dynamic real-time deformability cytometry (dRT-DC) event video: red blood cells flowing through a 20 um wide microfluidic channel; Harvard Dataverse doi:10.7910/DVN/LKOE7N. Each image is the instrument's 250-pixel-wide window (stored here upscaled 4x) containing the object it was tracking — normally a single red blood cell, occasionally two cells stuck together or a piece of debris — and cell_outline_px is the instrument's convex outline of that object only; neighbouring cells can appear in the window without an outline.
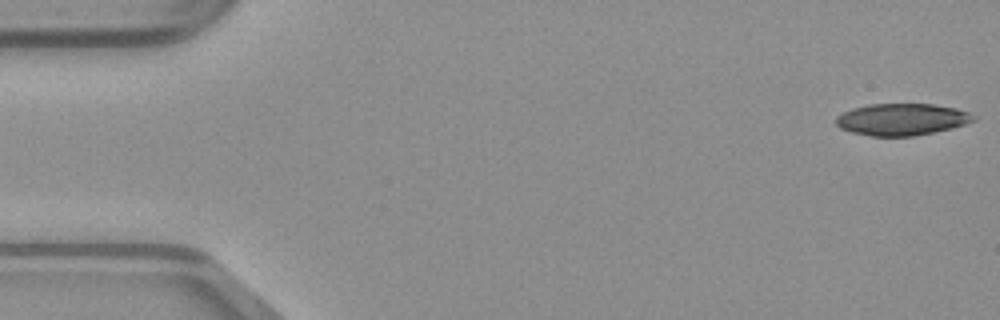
{"species": "common noctule bat (a hibernating species)", "species_latin": "Nyctalus noctula", "temperature_condition": "warm", "stored_images_in_passage": 15, "camera_frame_rate_fps": 3000, "um_per_image_px": 0.085, "animal": {"sex": "male", "body_mass_g": 23.1, "forearm_length_mm": 52.7}, "frame": {"image": 1, "passage_image": 1, "time_ms": 0.0, "image_size_px": [1000, 320], "cell_outline_px": [[976, 120], [952, 128], [912, 136], [872, 136], [852, 132], [840, 128], [836, 124], [836, 116], [852, 108], [868, 104], [932, 104], [956, 108], [968, 112], [976, 116]], "centroid_in_image_um": [76.65, 10.14], "position_along_channel_um": 8.4, "area_um2": 25.43}}
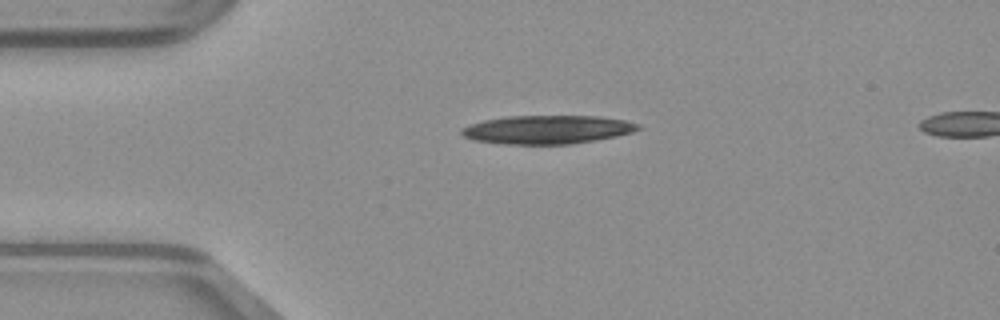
{"frame": {"image": 2, "passage_image": 11, "time_ms": 3.333, "image_size_px": [1000, 320], "cell_outline_px": [[644, 128], [632, 132], [616, 136], [596, 140], [572, 144], [504, 144], [472, 140], [464, 136], [460, 132], [460, 128], [468, 124], [484, 120], [508, 116], [600, 116], [624, 120], [640, 124]], "centroid_in_image_um": [46.52, 11.01], "position_along_channel_um": 38.5, "area_um2": 29.59}}